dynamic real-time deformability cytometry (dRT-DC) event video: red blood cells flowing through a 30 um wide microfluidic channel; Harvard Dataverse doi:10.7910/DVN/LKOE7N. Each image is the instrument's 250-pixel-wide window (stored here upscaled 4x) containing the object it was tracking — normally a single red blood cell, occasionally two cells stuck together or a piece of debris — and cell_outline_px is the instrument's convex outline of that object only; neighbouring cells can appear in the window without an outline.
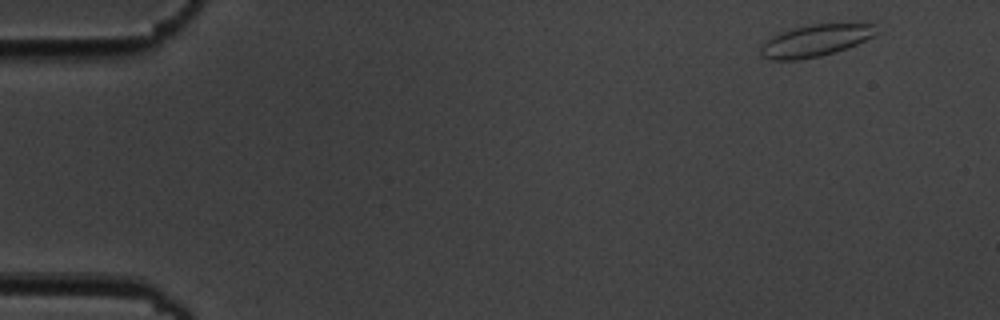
{"species": "common noctule bat (a hibernating species)", "species_latin": "Nyctalus noctula", "temperature_condition": "cold", "stored_images_in_passage": 4, "camera_frame_rate_fps": 3000, "um_per_image_px": 0.085, "animal": {"sex": "male", "body_mass_g": 19.5, "forearm_length_mm": 54.6}, "frame": {"image": 1, "passage_image": 1, "time_ms": 0.0, "image_size_px": [1000, 320], "cell_outline_px": [[880, 32], [856, 44], [820, 56], [796, 60], [772, 60], [764, 56], [760, 52], [760, 48], [772, 36], [780, 32], [792, 28], [812, 24], [876, 24]], "centroid_in_image_um": [69.31, 3.44], "position_along_channel_um": 15.7, "area_um2": 21.1}}
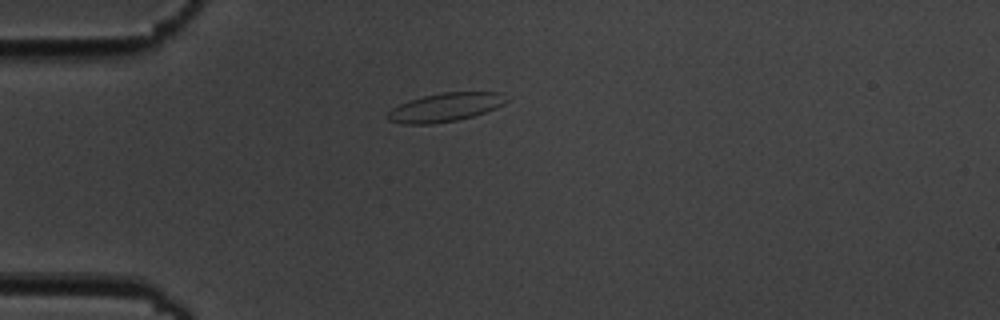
{"frame": {"image": 2, "passage_image": 4, "time_ms": 3.667, "image_size_px": [1000, 320], "cell_outline_px": [[508, 100], [504, 104], [496, 108], [472, 116], [456, 120], [432, 124], [404, 124], [388, 120], [388, 112], [392, 108], [400, 104], [424, 96], [440, 92], [500, 92]], "centroid_in_image_um": [37.86, 9.12], "position_along_channel_um": 47.1, "area_um2": 19.54}}